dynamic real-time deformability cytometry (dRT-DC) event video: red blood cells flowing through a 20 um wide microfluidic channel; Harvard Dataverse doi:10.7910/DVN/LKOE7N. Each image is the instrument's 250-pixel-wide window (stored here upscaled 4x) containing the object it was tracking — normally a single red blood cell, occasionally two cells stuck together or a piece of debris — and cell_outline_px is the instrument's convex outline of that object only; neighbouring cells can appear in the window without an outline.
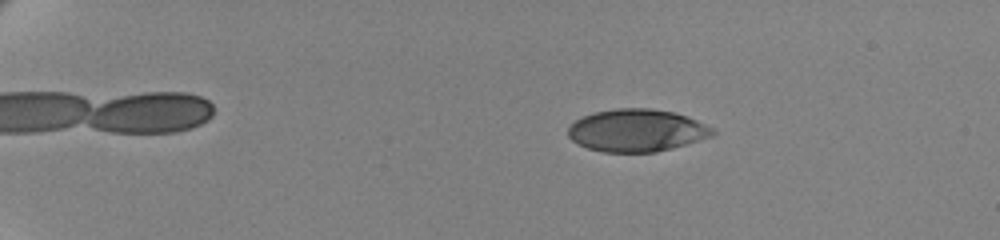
{"species": "human", "species_latin": "Homo sapiens", "temperature_condition": "cold", "stored_images_in_passage": 20, "camera_frame_rate_fps": 3000, "um_per_image_px": 0.085, "donor": {"sex": "female"}, "frame": {"image": 1, "passage_image": 10, "time_ms": 3.0, "image_size_px": [1000, 240], "cell_outline_px": [[716, 132], [712, 136], [672, 148], [656, 152], [604, 152], [588, 148], [572, 140], [568, 136], [568, 128], [576, 120], [584, 116], [596, 112], [616, 108], [648, 108], [672, 112], [696, 120], [712, 128]], "centroid_in_image_um": [54.11, 11.09], "position_along_channel_um": 30.9, "area_um2": 35.32}}
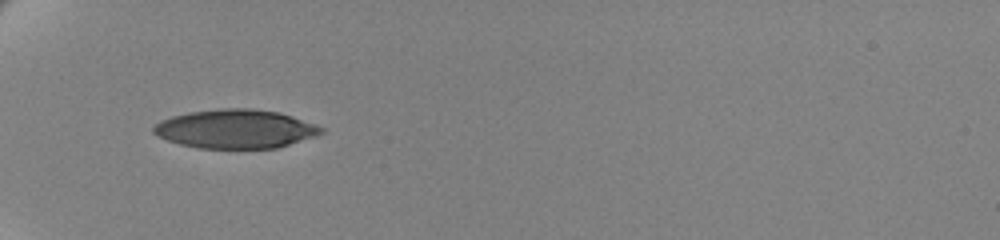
{"frame": {"image": 2, "passage_image": 17, "time_ms": 5.333, "image_size_px": [1000, 240], "cell_outline_px": [[324, 132], [316, 136], [276, 148], [200, 148], [180, 144], [156, 136], [152, 132], [152, 128], [160, 120], [172, 116], [188, 112], [220, 108], [252, 108], [280, 112], [316, 124], [324, 128]], "centroid_in_image_um": [20.02, 10.95], "position_along_channel_um": 65.0, "area_um2": 38.09}}